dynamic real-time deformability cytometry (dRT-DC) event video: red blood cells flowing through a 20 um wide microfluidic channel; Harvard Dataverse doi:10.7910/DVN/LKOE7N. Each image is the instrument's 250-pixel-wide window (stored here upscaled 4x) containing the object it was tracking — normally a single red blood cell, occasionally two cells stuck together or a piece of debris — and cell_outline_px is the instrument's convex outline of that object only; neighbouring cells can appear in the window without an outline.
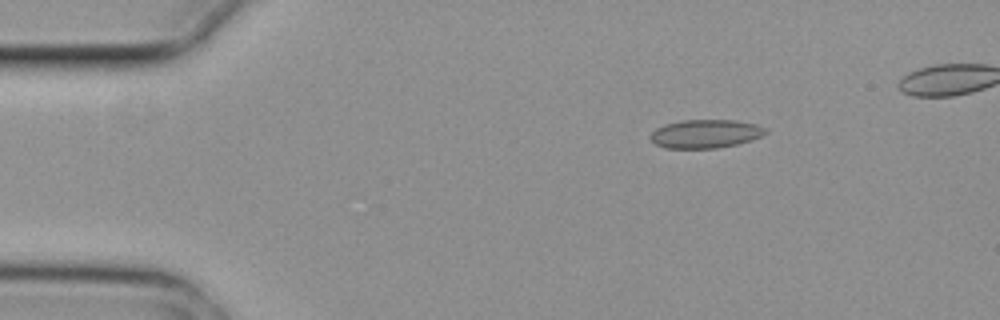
{"species": "common noctule bat (a hibernating species)", "species_latin": "Nyctalus noctula", "temperature_condition": "cold", "stored_images_in_passage": 5, "segment_of_instrument_passage": [2, 2], "camera_frame_rate_fps": 3000, "um_per_image_px": 0.085, "animal": {"sex": "female", "body_mass_g": 29.2, "forearm_length_mm": 56.3}, "frame": {"image": 1, "passage_image": 5, "time_ms": 1.333, "image_size_px": [1000, 320], "cell_outline_px": [[768, 132], [752, 140], [736, 144], [716, 148], [664, 148], [656, 144], [648, 136], [656, 128], [664, 124], [680, 120], [736, 120], [756, 124], [768, 128]], "centroid_in_image_um": [59.96, 11.36], "position_along_channel_um": 25.0, "area_um2": 19.25}}